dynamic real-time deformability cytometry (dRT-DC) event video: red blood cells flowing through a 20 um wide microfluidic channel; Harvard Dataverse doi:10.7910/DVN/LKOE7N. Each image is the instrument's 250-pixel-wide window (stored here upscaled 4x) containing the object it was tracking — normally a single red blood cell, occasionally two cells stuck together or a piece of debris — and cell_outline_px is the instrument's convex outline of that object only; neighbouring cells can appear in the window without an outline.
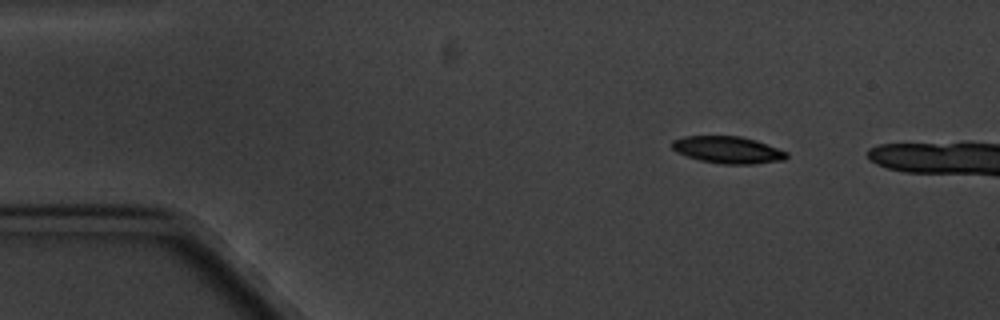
{"species": "common noctule bat (a hibernating species)", "species_latin": "Nyctalus noctula", "temperature_condition": "cold", "stored_images_in_passage": 5, "camera_frame_rate_fps": 3000, "um_per_image_px": 0.085, "animal": {"sex": "male", "body_mass_g": 20.1, "forearm_length_mm": 53.5}, "frame": {"image": 1, "passage_image": 2, "time_ms": 1.0, "image_size_px": [1000, 320], "cell_outline_px": [[788, 156], [784, 160], [756, 164], [724, 164], [700, 160], [676, 152], [672, 148], [672, 140], [684, 136], [740, 136], [756, 140], [788, 152]], "centroid_in_image_um": [61.88, 12.74], "position_along_channel_um": 23.1, "area_um2": 18.03}}